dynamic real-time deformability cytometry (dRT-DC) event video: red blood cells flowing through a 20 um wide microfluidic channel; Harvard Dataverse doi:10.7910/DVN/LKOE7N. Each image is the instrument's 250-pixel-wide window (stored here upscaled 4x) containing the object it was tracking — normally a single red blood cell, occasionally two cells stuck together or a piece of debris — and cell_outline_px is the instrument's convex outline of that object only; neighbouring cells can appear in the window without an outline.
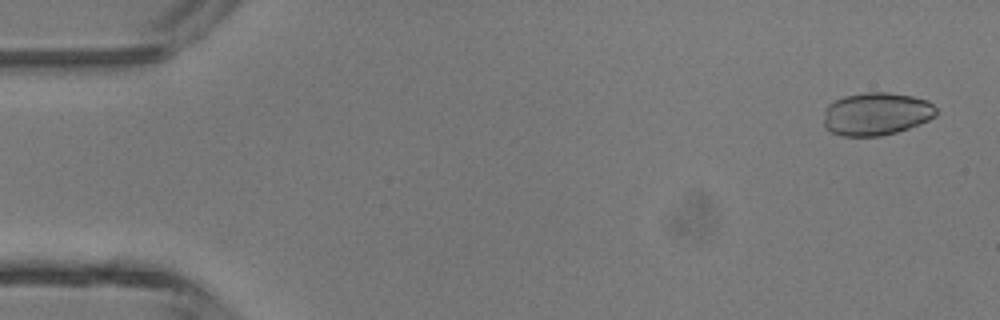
{"species": "common noctule bat (a hibernating species)", "species_latin": "Nyctalus noctula", "temperature_condition": "room temperature", "stored_images_in_passage": 4, "camera_frame_rate_fps": 3000, "um_per_image_px": 0.085, "animal": {"sex": "male", "body_mass_g": 13.3}, "frame": {"image": 1, "passage_image": 1, "time_ms": 0.0, "image_size_px": [1000, 320], "cell_outline_px": [[936, 116], [920, 124], [896, 132], [880, 136], [844, 136], [832, 132], [824, 124], [824, 112], [828, 104], [844, 96], [864, 92], [888, 92], [912, 96], [928, 100], [936, 108]], "centroid_in_image_um": [74.5, 9.67], "position_along_channel_um": 10.5, "area_um2": 28.09}}
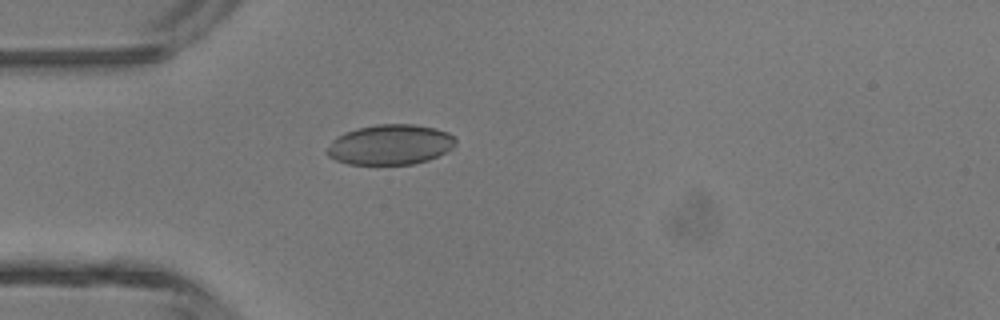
{"frame": {"image": 2, "passage_image": 4, "time_ms": 1.0, "image_size_px": [1000, 320], "cell_outline_px": [[456, 144], [452, 148], [428, 160], [412, 164], [348, 164], [336, 160], [328, 156], [324, 152], [332, 140], [336, 136], [344, 132], [376, 124], [412, 124], [436, 128], [448, 132], [456, 140]], "centroid_in_image_um": [33.14, 12.29], "position_along_channel_um": 51.9, "area_um2": 30.11}}